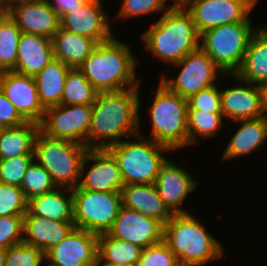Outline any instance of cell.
Segmentation results:
<instances>
[{"mask_svg": "<svg viewBox=\"0 0 267 266\" xmlns=\"http://www.w3.org/2000/svg\"><path fill=\"white\" fill-rule=\"evenodd\" d=\"M181 67L178 76L167 77L162 73L160 82L169 90L177 93L182 98L188 99L202 89L208 88L215 83V80L225 76L214 61L201 49L198 48L187 54L182 60L173 64Z\"/></svg>", "mask_w": 267, "mask_h": 266, "instance_id": "10", "label": "cell"}, {"mask_svg": "<svg viewBox=\"0 0 267 266\" xmlns=\"http://www.w3.org/2000/svg\"><path fill=\"white\" fill-rule=\"evenodd\" d=\"M141 38L146 51L172 65L200 48V34L190 13L180 2L162 13Z\"/></svg>", "mask_w": 267, "mask_h": 266, "instance_id": "3", "label": "cell"}, {"mask_svg": "<svg viewBox=\"0 0 267 266\" xmlns=\"http://www.w3.org/2000/svg\"><path fill=\"white\" fill-rule=\"evenodd\" d=\"M116 266H138V263H130V264H120Z\"/></svg>", "mask_w": 267, "mask_h": 266, "instance_id": "48", "label": "cell"}, {"mask_svg": "<svg viewBox=\"0 0 267 266\" xmlns=\"http://www.w3.org/2000/svg\"><path fill=\"white\" fill-rule=\"evenodd\" d=\"M235 75L257 86L267 83V25L253 33L242 66Z\"/></svg>", "mask_w": 267, "mask_h": 266, "instance_id": "25", "label": "cell"}, {"mask_svg": "<svg viewBox=\"0 0 267 266\" xmlns=\"http://www.w3.org/2000/svg\"><path fill=\"white\" fill-rule=\"evenodd\" d=\"M55 60H59L70 68L78 69L97 46V42L89 37L59 30L52 37Z\"/></svg>", "mask_w": 267, "mask_h": 266, "instance_id": "27", "label": "cell"}, {"mask_svg": "<svg viewBox=\"0 0 267 266\" xmlns=\"http://www.w3.org/2000/svg\"><path fill=\"white\" fill-rule=\"evenodd\" d=\"M232 123L241 125L224 150L222 161L251 154L267 142V119L265 117L237 120Z\"/></svg>", "mask_w": 267, "mask_h": 266, "instance_id": "24", "label": "cell"}, {"mask_svg": "<svg viewBox=\"0 0 267 266\" xmlns=\"http://www.w3.org/2000/svg\"><path fill=\"white\" fill-rule=\"evenodd\" d=\"M92 105H57L45 110L40 131L46 136L86 146Z\"/></svg>", "mask_w": 267, "mask_h": 266, "instance_id": "11", "label": "cell"}, {"mask_svg": "<svg viewBox=\"0 0 267 266\" xmlns=\"http://www.w3.org/2000/svg\"><path fill=\"white\" fill-rule=\"evenodd\" d=\"M34 160V156H17L0 160V182L21 187L27 167Z\"/></svg>", "mask_w": 267, "mask_h": 266, "instance_id": "38", "label": "cell"}, {"mask_svg": "<svg viewBox=\"0 0 267 266\" xmlns=\"http://www.w3.org/2000/svg\"><path fill=\"white\" fill-rule=\"evenodd\" d=\"M87 151L88 148L82 144L54 139L40 131L35 140L34 159L58 187L73 189L78 186Z\"/></svg>", "mask_w": 267, "mask_h": 266, "instance_id": "8", "label": "cell"}, {"mask_svg": "<svg viewBox=\"0 0 267 266\" xmlns=\"http://www.w3.org/2000/svg\"><path fill=\"white\" fill-rule=\"evenodd\" d=\"M21 33L9 15L0 23V72L12 71L15 68Z\"/></svg>", "mask_w": 267, "mask_h": 266, "instance_id": "33", "label": "cell"}, {"mask_svg": "<svg viewBox=\"0 0 267 266\" xmlns=\"http://www.w3.org/2000/svg\"><path fill=\"white\" fill-rule=\"evenodd\" d=\"M97 94L84 74L79 69L71 68L67 73L60 104L93 105Z\"/></svg>", "mask_w": 267, "mask_h": 266, "instance_id": "31", "label": "cell"}, {"mask_svg": "<svg viewBox=\"0 0 267 266\" xmlns=\"http://www.w3.org/2000/svg\"><path fill=\"white\" fill-rule=\"evenodd\" d=\"M89 161L94 164L88 170ZM78 187L98 192H121L124 182L120 169L117 160L107 148L88 149L81 165Z\"/></svg>", "mask_w": 267, "mask_h": 266, "instance_id": "14", "label": "cell"}, {"mask_svg": "<svg viewBox=\"0 0 267 266\" xmlns=\"http://www.w3.org/2000/svg\"><path fill=\"white\" fill-rule=\"evenodd\" d=\"M75 228L97 235L107 233L123 206L121 192H98L72 189Z\"/></svg>", "mask_w": 267, "mask_h": 266, "instance_id": "9", "label": "cell"}, {"mask_svg": "<svg viewBox=\"0 0 267 266\" xmlns=\"http://www.w3.org/2000/svg\"><path fill=\"white\" fill-rule=\"evenodd\" d=\"M175 3L176 2L169 7L167 0H123L116 18L120 20H127L137 16H143L145 14L150 15V13H164Z\"/></svg>", "mask_w": 267, "mask_h": 266, "instance_id": "37", "label": "cell"}, {"mask_svg": "<svg viewBox=\"0 0 267 266\" xmlns=\"http://www.w3.org/2000/svg\"><path fill=\"white\" fill-rule=\"evenodd\" d=\"M252 20L229 23L208 29L200 34V48L227 76L242 66L250 39L258 26Z\"/></svg>", "mask_w": 267, "mask_h": 266, "instance_id": "7", "label": "cell"}, {"mask_svg": "<svg viewBox=\"0 0 267 266\" xmlns=\"http://www.w3.org/2000/svg\"><path fill=\"white\" fill-rule=\"evenodd\" d=\"M71 68L59 60H53L34 76L38 96L47 109L60 105L67 73Z\"/></svg>", "mask_w": 267, "mask_h": 266, "instance_id": "29", "label": "cell"}, {"mask_svg": "<svg viewBox=\"0 0 267 266\" xmlns=\"http://www.w3.org/2000/svg\"><path fill=\"white\" fill-rule=\"evenodd\" d=\"M40 124L27 121L16 127L0 129V160L17 156H34Z\"/></svg>", "mask_w": 267, "mask_h": 266, "instance_id": "28", "label": "cell"}, {"mask_svg": "<svg viewBox=\"0 0 267 266\" xmlns=\"http://www.w3.org/2000/svg\"><path fill=\"white\" fill-rule=\"evenodd\" d=\"M188 171L169 158L159 168L155 185L164 205L172 214L189 212L180 206L198 183Z\"/></svg>", "mask_w": 267, "mask_h": 266, "instance_id": "19", "label": "cell"}, {"mask_svg": "<svg viewBox=\"0 0 267 266\" xmlns=\"http://www.w3.org/2000/svg\"><path fill=\"white\" fill-rule=\"evenodd\" d=\"M143 248L111 236L108 232L98 237L97 266H116L138 263Z\"/></svg>", "mask_w": 267, "mask_h": 266, "instance_id": "30", "label": "cell"}, {"mask_svg": "<svg viewBox=\"0 0 267 266\" xmlns=\"http://www.w3.org/2000/svg\"><path fill=\"white\" fill-rule=\"evenodd\" d=\"M224 119L222 113L187 110L188 145L195 144L199 138H211L219 133Z\"/></svg>", "mask_w": 267, "mask_h": 266, "instance_id": "32", "label": "cell"}, {"mask_svg": "<svg viewBox=\"0 0 267 266\" xmlns=\"http://www.w3.org/2000/svg\"><path fill=\"white\" fill-rule=\"evenodd\" d=\"M97 1H102V0H77V2H80V3H92V2H97Z\"/></svg>", "mask_w": 267, "mask_h": 266, "instance_id": "47", "label": "cell"}, {"mask_svg": "<svg viewBox=\"0 0 267 266\" xmlns=\"http://www.w3.org/2000/svg\"><path fill=\"white\" fill-rule=\"evenodd\" d=\"M7 3L14 2V1H19V0H5Z\"/></svg>", "mask_w": 267, "mask_h": 266, "instance_id": "49", "label": "cell"}, {"mask_svg": "<svg viewBox=\"0 0 267 266\" xmlns=\"http://www.w3.org/2000/svg\"><path fill=\"white\" fill-rule=\"evenodd\" d=\"M182 0H173V2H181Z\"/></svg>", "mask_w": 267, "mask_h": 266, "instance_id": "50", "label": "cell"}, {"mask_svg": "<svg viewBox=\"0 0 267 266\" xmlns=\"http://www.w3.org/2000/svg\"><path fill=\"white\" fill-rule=\"evenodd\" d=\"M8 15L16 22L22 33L52 39L60 28V17L48 0H19L8 3Z\"/></svg>", "mask_w": 267, "mask_h": 266, "instance_id": "15", "label": "cell"}, {"mask_svg": "<svg viewBox=\"0 0 267 266\" xmlns=\"http://www.w3.org/2000/svg\"><path fill=\"white\" fill-rule=\"evenodd\" d=\"M75 228L73 222H62L24 214L23 242L39 247L44 253L62 241Z\"/></svg>", "mask_w": 267, "mask_h": 266, "instance_id": "22", "label": "cell"}, {"mask_svg": "<svg viewBox=\"0 0 267 266\" xmlns=\"http://www.w3.org/2000/svg\"><path fill=\"white\" fill-rule=\"evenodd\" d=\"M57 187L51 175L33 160L26 169L20 188L23 190L26 199L29 200L49 193Z\"/></svg>", "mask_w": 267, "mask_h": 266, "instance_id": "34", "label": "cell"}, {"mask_svg": "<svg viewBox=\"0 0 267 266\" xmlns=\"http://www.w3.org/2000/svg\"><path fill=\"white\" fill-rule=\"evenodd\" d=\"M102 2L83 3L77 9L66 12L60 17V28L89 37L97 43L108 41L114 35Z\"/></svg>", "mask_w": 267, "mask_h": 266, "instance_id": "18", "label": "cell"}, {"mask_svg": "<svg viewBox=\"0 0 267 266\" xmlns=\"http://www.w3.org/2000/svg\"><path fill=\"white\" fill-rule=\"evenodd\" d=\"M108 233L145 249L163 241L164 225L157 219L122 206Z\"/></svg>", "mask_w": 267, "mask_h": 266, "instance_id": "16", "label": "cell"}, {"mask_svg": "<svg viewBox=\"0 0 267 266\" xmlns=\"http://www.w3.org/2000/svg\"><path fill=\"white\" fill-rule=\"evenodd\" d=\"M163 241L176 255L180 266H203L223 255L217 238L192 213L173 214L164 225Z\"/></svg>", "mask_w": 267, "mask_h": 266, "instance_id": "4", "label": "cell"}, {"mask_svg": "<svg viewBox=\"0 0 267 266\" xmlns=\"http://www.w3.org/2000/svg\"><path fill=\"white\" fill-rule=\"evenodd\" d=\"M123 206L165 225L173 216L162 201L155 184H128L121 190Z\"/></svg>", "mask_w": 267, "mask_h": 266, "instance_id": "23", "label": "cell"}, {"mask_svg": "<svg viewBox=\"0 0 267 266\" xmlns=\"http://www.w3.org/2000/svg\"><path fill=\"white\" fill-rule=\"evenodd\" d=\"M72 193L71 188L57 187L49 193L29 199L27 211L34 216L45 219L73 222Z\"/></svg>", "mask_w": 267, "mask_h": 266, "instance_id": "26", "label": "cell"}, {"mask_svg": "<svg viewBox=\"0 0 267 266\" xmlns=\"http://www.w3.org/2000/svg\"><path fill=\"white\" fill-rule=\"evenodd\" d=\"M139 89L97 94L86 139L88 149H106L122 141L124 136L136 137L139 134Z\"/></svg>", "mask_w": 267, "mask_h": 266, "instance_id": "1", "label": "cell"}, {"mask_svg": "<svg viewBox=\"0 0 267 266\" xmlns=\"http://www.w3.org/2000/svg\"><path fill=\"white\" fill-rule=\"evenodd\" d=\"M258 0H182L199 34L229 23L251 20L250 15Z\"/></svg>", "mask_w": 267, "mask_h": 266, "instance_id": "12", "label": "cell"}, {"mask_svg": "<svg viewBox=\"0 0 267 266\" xmlns=\"http://www.w3.org/2000/svg\"><path fill=\"white\" fill-rule=\"evenodd\" d=\"M99 235L74 228L45 253L46 266H97Z\"/></svg>", "mask_w": 267, "mask_h": 266, "instance_id": "13", "label": "cell"}, {"mask_svg": "<svg viewBox=\"0 0 267 266\" xmlns=\"http://www.w3.org/2000/svg\"><path fill=\"white\" fill-rule=\"evenodd\" d=\"M148 112L151 117L150 139L172 151L188 146L187 99L172 92L159 81Z\"/></svg>", "mask_w": 267, "mask_h": 266, "instance_id": "6", "label": "cell"}, {"mask_svg": "<svg viewBox=\"0 0 267 266\" xmlns=\"http://www.w3.org/2000/svg\"><path fill=\"white\" fill-rule=\"evenodd\" d=\"M52 10L57 13L59 17L66 12L73 11L80 7L83 3L77 2V0H48Z\"/></svg>", "mask_w": 267, "mask_h": 266, "instance_id": "43", "label": "cell"}, {"mask_svg": "<svg viewBox=\"0 0 267 266\" xmlns=\"http://www.w3.org/2000/svg\"><path fill=\"white\" fill-rule=\"evenodd\" d=\"M216 84L202 89L187 99V110L222 113L220 89Z\"/></svg>", "mask_w": 267, "mask_h": 266, "instance_id": "39", "label": "cell"}, {"mask_svg": "<svg viewBox=\"0 0 267 266\" xmlns=\"http://www.w3.org/2000/svg\"><path fill=\"white\" fill-rule=\"evenodd\" d=\"M45 253L36 246L21 242L7 249L4 266H42Z\"/></svg>", "mask_w": 267, "mask_h": 266, "instance_id": "35", "label": "cell"}, {"mask_svg": "<svg viewBox=\"0 0 267 266\" xmlns=\"http://www.w3.org/2000/svg\"><path fill=\"white\" fill-rule=\"evenodd\" d=\"M0 89L26 120L40 124L44 118L34 77L14 71L0 72Z\"/></svg>", "mask_w": 267, "mask_h": 266, "instance_id": "17", "label": "cell"}, {"mask_svg": "<svg viewBox=\"0 0 267 266\" xmlns=\"http://www.w3.org/2000/svg\"><path fill=\"white\" fill-rule=\"evenodd\" d=\"M7 249L0 247V266H4Z\"/></svg>", "mask_w": 267, "mask_h": 266, "instance_id": "46", "label": "cell"}, {"mask_svg": "<svg viewBox=\"0 0 267 266\" xmlns=\"http://www.w3.org/2000/svg\"><path fill=\"white\" fill-rule=\"evenodd\" d=\"M24 215L0 217V247L10 248L23 241Z\"/></svg>", "mask_w": 267, "mask_h": 266, "instance_id": "41", "label": "cell"}, {"mask_svg": "<svg viewBox=\"0 0 267 266\" xmlns=\"http://www.w3.org/2000/svg\"><path fill=\"white\" fill-rule=\"evenodd\" d=\"M137 60L129 45L113 36L98 43L78 69L98 93L114 92L140 86Z\"/></svg>", "mask_w": 267, "mask_h": 266, "instance_id": "2", "label": "cell"}, {"mask_svg": "<svg viewBox=\"0 0 267 266\" xmlns=\"http://www.w3.org/2000/svg\"><path fill=\"white\" fill-rule=\"evenodd\" d=\"M232 76L239 82V85L225 88L224 90L220 89L221 108L224 118L234 122L263 117L258 86L243 81L235 74H232Z\"/></svg>", "mask_w": 267, "mask_h": 266, "instance_id": "20", "label": "cell"}, {"mask_svg": "<svg viewBox=\"0 0 267 266\" xmlns=\"http://www.w3.org/2000/svg\"><path fill=\"white\" fill-rule=\"evenodd\" d=\"M140 130L138 140H122L107 148L117 160L124 185L155 184L159 168L167 159L162 153L172 151L150 138L144 139Z\"/></svg>", "mask_w": 267, "mask_h": 266, "instance_id": "5", "label": "cell"}, {"mask_svg": "<svg viewBox=\"0 0 267 266\" xmlns=\"http://www.w3.org/2000/svg\"><path fill=\"white\" fill-rule=\"evenodd\" d=\"M27 122L0 89V128L16 127Z\"/></svg>", "mask_w": 267, "mask_h": 266, "instance_id": "42", "label": "cell"}, {"mask_svg": "<svg viewBox=\"0 0 267 266\" xmlns=\"http://www.w3.org/2000/svg\"><path fill=\"white\" fill-rule=\"evenodd\" d=\"M263 117L267 119V83L258 86Z\"/></svg>", "mask_w": 267, "mask_h": 266, "instance_id": "44", "label": "cell"}, {"mask_svg": "<svg viewBox=\"0 0 267 266\" xmlns=\"http://www.w3.org/2000/svg\"><path fill=\"white\" fill-rule=\"evenodd\" d=\"M8 15V3L5 0H0V23Z\"/></svg>", "mask_w": 267, "mask_h": 266, "instance_id": "45", "label": "cell"}, {"mask_svg": "<svg viewBox=\"0 0 267 266\" xmlns=\"http://www.w3.org/2000/svg\"><path fill=\"white\" fill-rule=\"evenodd\" d=\"M54 58L52 40L34 34L21 33L19 38L16 73L34 77Z\"/></svg>", "mask_w": 267, "mask_h": 266, "instance_id": "21", "label": "cell"}, {"mask_svg": "<svg viewBox=\"0 0 267 266\" xmlns=\"http://www.w3.org/2000/svg\"><path fill=\"white\" fill-rule=\"evenodd\" d=\"M138 266H180L176 255L162 241L142 250Z\"/></svg>", "mask_w": 267, "mask_h": 266, "instance_id": "40", "label": "cell"}, {"mask_svg": "<svg viewBox=\"0 0 267 266\" xmlns=\"http://www.w3.org/2000/svg\"><path fill=\"white\" fill-rule=\"evenodd\" d=\"M28 200L20 187L0 182V217L24 215Z\"/></svg>", "mask_w": 267, "mask_h": 266, "instance_id": "36", "label": "cell"}]
</instances>
